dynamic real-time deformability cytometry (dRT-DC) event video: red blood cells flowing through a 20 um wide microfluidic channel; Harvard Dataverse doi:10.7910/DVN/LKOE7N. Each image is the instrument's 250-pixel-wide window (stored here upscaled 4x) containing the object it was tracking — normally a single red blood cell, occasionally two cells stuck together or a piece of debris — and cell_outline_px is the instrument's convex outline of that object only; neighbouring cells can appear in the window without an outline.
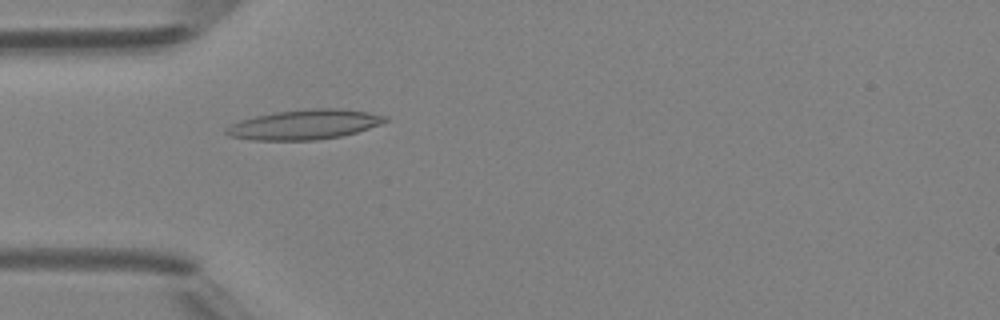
{"species": "Egyptian fruit bat (a non-hibernating species)", "species_latin": "Rousettus aegyptiacus", "temperature_condition": "room temperature", "stored_images_in_passage": 1, "camera_frame_rate_fps": 3000, "um_per_image_px": 0.085, "animal": {"sex": "female"}, "frame": {"image": 1, "passage_image": 1, "time_ms": 0.0, "image_size_px": [1000, 320], "cell_outline_px": [[388, 120], [380, 124], [356, 132], [340, 136], [316, 140], [252, 140], [228, 136], [224, 132], [224, 128], [240, 120], [256, 116], [276, 112], [312, 108], [340, 108], [368, 112], [388, 116]], "centroid_in_image_um": [25.86, 10.58], "position_along_channel_um": 59.1, "area_um2": 27.57}}